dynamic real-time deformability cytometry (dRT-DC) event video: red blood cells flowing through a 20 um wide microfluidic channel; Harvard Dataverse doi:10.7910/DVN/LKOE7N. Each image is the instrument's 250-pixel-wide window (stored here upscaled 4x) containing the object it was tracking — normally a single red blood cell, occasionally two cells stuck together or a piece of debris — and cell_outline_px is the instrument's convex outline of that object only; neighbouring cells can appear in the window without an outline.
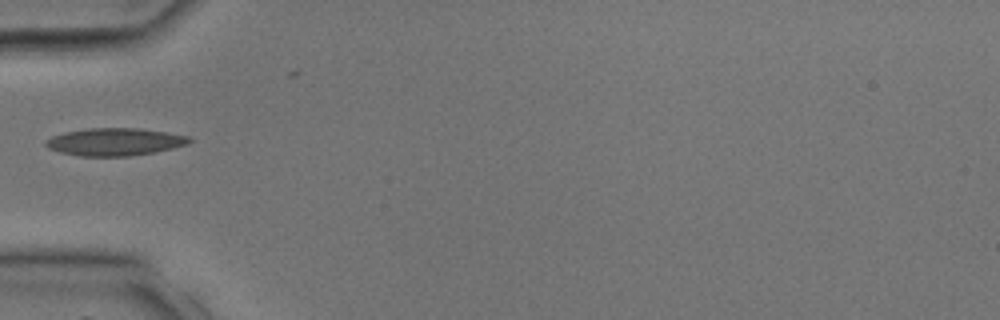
{"species": "common noctule bat (a hibernating species)", "species_latin": "Nyctalus noctula", "temperature_condition": "room temperature", "stored_images_in_passage": 17, "camera_frame_rate_fps": 3000, "um_per_image_px": 0.085, "animal": {"sex": "male", "body_mass_g": 17.9, "forearm_length_mm": 54.2}, "frame": {"image": 1, "passage_image": 1, "time_ms": 0.0, "image_size_px": [1000, 320], "cell_outline_px": [[192, 140], [188, 144], [172, 148], [132, 156], [80, 156], [60, 152], [48, 148], [44, 144], [44, 140], [52, 136], [64, 132], [88, 128], [140, 128], [168, 132], [188, 136]], "centroid_in_image_um": [9.73, 12.05], "position_along_channel_um": 75.3, "area_um2": 23.12}}
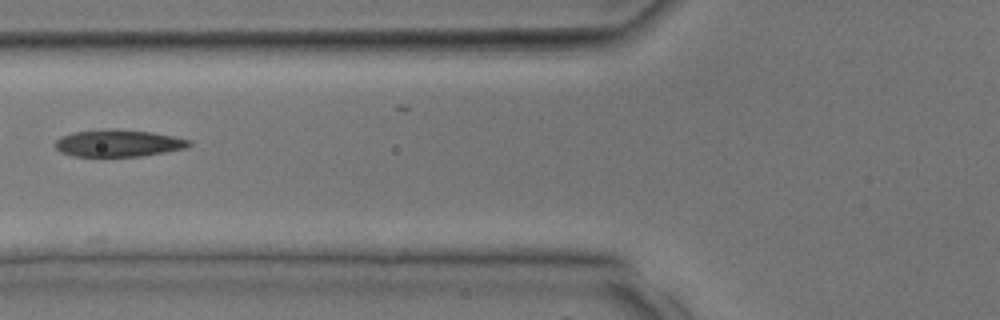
{"frame": {"image": 2, "passage_image": 3, "time_ms": 0.667, "image_size_px": [1000, 320], "cell_outline_px": [[192, 144], [188, 148], [140, 156], [72, 156], [60, 152], [52, 144], [56, 140], [72, 132], [108, 128], [116, 128], [152, 132], [192, 140]], "centroid_in_image_um": [10.06, 12.16], "position_along_channel_um": 115.7, "area_um2": 21.33}}